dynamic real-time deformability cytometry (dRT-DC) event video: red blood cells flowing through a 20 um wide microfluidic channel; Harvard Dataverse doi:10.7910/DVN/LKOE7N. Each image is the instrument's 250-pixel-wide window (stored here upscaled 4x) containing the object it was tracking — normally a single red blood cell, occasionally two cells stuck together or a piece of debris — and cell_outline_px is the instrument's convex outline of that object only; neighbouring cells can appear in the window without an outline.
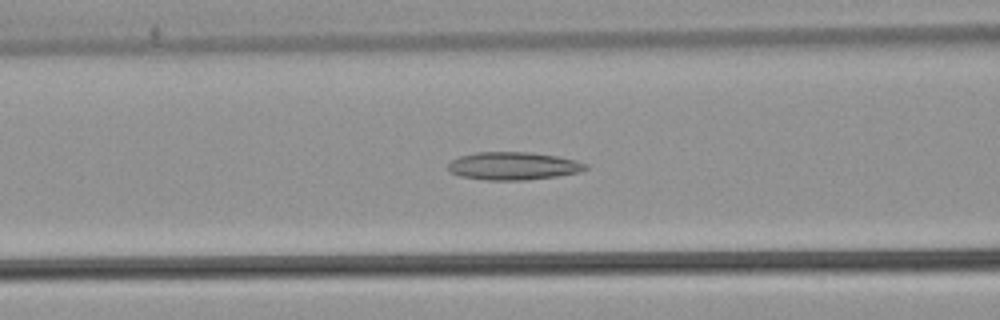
{"species": "common noctule bat (a hibernating species)", "species_latin": "Nyctalus noctula", "temperature_condition": "warm", "stored_images_in_passage": 52, "camera_frame_rate_fps": 3000, "um_per_image_px": 0.085, "animal": {"sex": "male", "body_mass_g": 21.5, "forearm_length_mm": 52.0}, "frame": {"image": 1, "passage_image": 21, "time_ms": 6.667, "image_size_px": [1000, 320], "cell_outline_px": [[588, 168], [580, 172], [556, 176], [524, 180], [484, 180], [460, 176], [452, 172], [448, 168], [448, 164], [452, 160], [460, 156], [476, 152], [528, 152], [556, 156], [576, 160], [588, 164]], "centroid_in_image_um": [43.64, 14.1], "position_along_channel_um": 123.0, "area_um2": 22.25}}
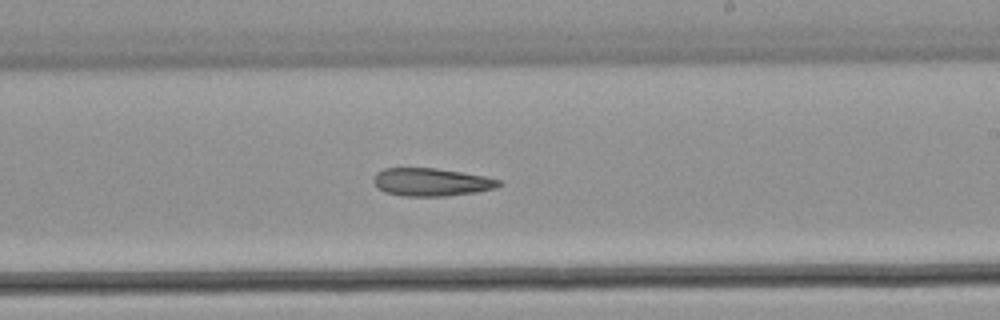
{"frame": {"image": 2, "passage_image": 31, "time_ms": 10.0, "image_size_px": [1000, 320], "cell_outline_px": [[504, 184], [496, 188], [476, 192], [444, 196], [400, 196], [384, 192], [376, 188], [372, 180], [376, 172], [384, 168], [436, 168], [484, 176], [500, 180]], "centroid_in_image_um": [36.63, 15.48], "position_along_channel_um": 252.4, "area_um2": 20.58}}
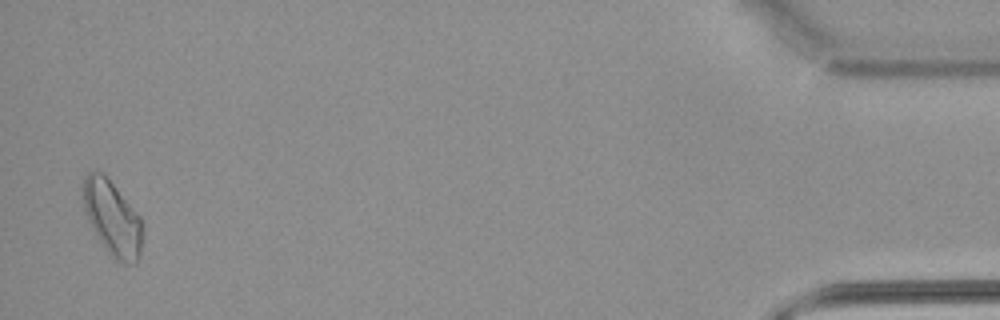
{"frame": {"image": 3, "passage_image": 51, "time_ms": 16.667, "image_size_px": [1000, 320], "cell_outline_px": [[144, 228], [140, 256], [132, 264], [120, 264], [108, 252], [96, 236], [88, 220], [84, 208], [80, 188], [84, 176], [88, 172], [96, 168], [104, 172], [140, 216]], "centroid_in_image_um": [9.53, 18.49], "position_along_channel_um": 425.7, "area_um2": 26.7}, "authors_computed_cell_mechanics": {"area_um2": 22.3975, "velocity_mm_per_s": 3.8878, "shape_relaxation_time_tau1_ms": null, "shape_relaxation_time_tau2_ms": 9.7143, "deformation_change_tau1": null, "deformation_change_tau2": 0.2301}}